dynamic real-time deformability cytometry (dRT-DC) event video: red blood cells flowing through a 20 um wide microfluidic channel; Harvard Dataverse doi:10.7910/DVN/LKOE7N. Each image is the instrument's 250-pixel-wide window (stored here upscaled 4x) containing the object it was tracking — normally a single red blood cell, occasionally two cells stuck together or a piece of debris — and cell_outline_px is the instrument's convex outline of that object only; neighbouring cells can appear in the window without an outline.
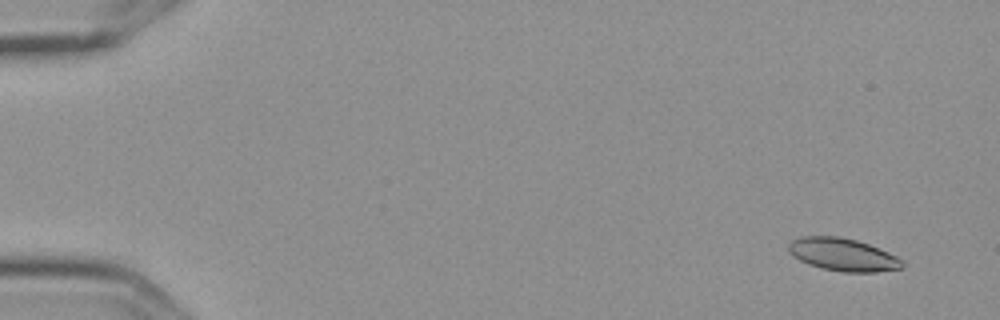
{"species": "Egyptian fruit bat (a non-hibernating species)", "species_latin": "Rousettus aegyptiacus", "temperature_condition": "cold", "stored_images_in_passage": 4, "camera_frame_rate_fps": 3000, "um_per_image_px": 0.085, "frame": {"image": 1, "passage_image": 1, "time_ms": 0.0, "image_size_px": [1000, 320], "cell_outline_px": [[904, 268], [876, 272], [844, 272], [824, 268], [808, 264], [800, 260], [788, 252], [788, 244], [792, 240], [800, 236], [840, 236], [856, 240], [868, 244], [888, 252], [904, 260]], "centroid_in_image_um": [71.66, 21.64], "position_along_channel_um": 13.3, "area_um2": 21.73}}
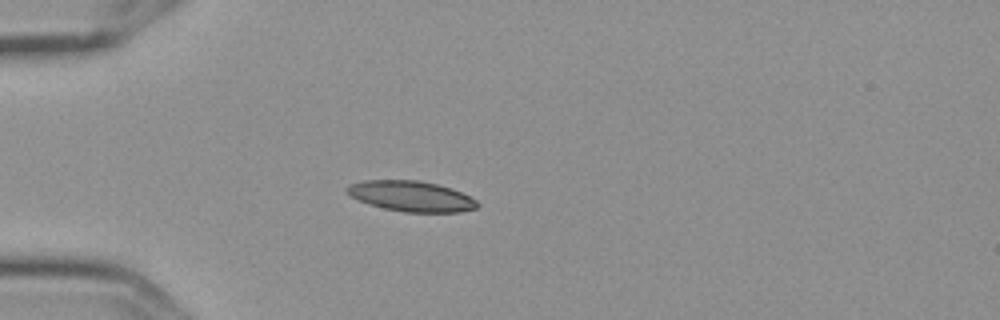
{"frame": {"image": 2, "passage_image": 4, "time_ms": 1.0, "image_size_px": [1000, 320], "cell_outline_px": [[480, 204], [476, 208], [460, 212], [404, 212], [384, 208], [360, 200], [352, 196], [344, 188], [348, 184], [364, 180], [420, 180], [452, 188], [476, 200]], "centroid_in_image_um": [34.96, 16.67], "position_along_channel_um": 50.0, "area_um2": 23.0}}